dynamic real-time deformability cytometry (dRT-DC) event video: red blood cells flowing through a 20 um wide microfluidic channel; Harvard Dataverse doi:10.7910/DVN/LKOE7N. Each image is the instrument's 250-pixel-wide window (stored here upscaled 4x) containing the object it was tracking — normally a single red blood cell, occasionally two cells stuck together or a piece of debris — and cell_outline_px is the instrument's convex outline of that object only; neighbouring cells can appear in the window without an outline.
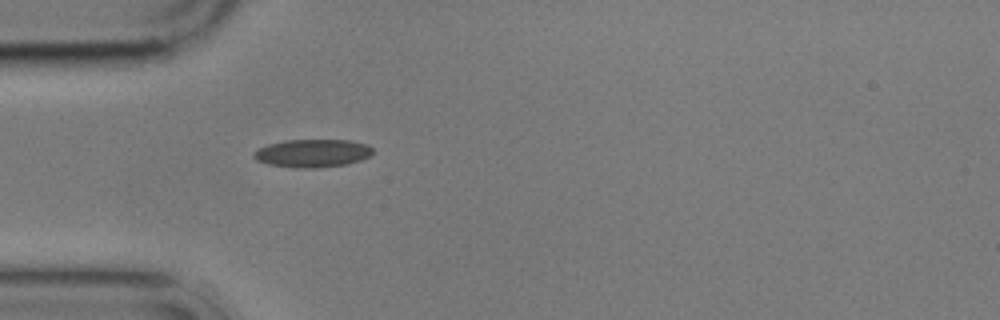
{"species": "common noctule bat (a hibernating species)", "species_latin": "Nyctalus noctula", "temperature_condition": "cold", "stored_images_in_passage": 4, "camera_frame_rate_fps": 3000, "um_per_image_px": 0.085, "animal": {"sex": "male", "body_mass_g": 17.9}, "frame": {"image": 1, "passage_image": 4, "time_ms": 3.667, "image_size_px": [1000, 320], "cell_outline_px": [[372, 152], [368, 156], [360, 160], [348, 164], [320, 168], [296, 168], [268, 164], [256, 160], [252, 156], [252, 152], [268, 144], [284, 140], [348, 140], [368, 144], [372, 148]], "centroid_in_image_um": [26.54, 13.03], "position_along_channel_um": 58.5, "area_um2": 19.54}}